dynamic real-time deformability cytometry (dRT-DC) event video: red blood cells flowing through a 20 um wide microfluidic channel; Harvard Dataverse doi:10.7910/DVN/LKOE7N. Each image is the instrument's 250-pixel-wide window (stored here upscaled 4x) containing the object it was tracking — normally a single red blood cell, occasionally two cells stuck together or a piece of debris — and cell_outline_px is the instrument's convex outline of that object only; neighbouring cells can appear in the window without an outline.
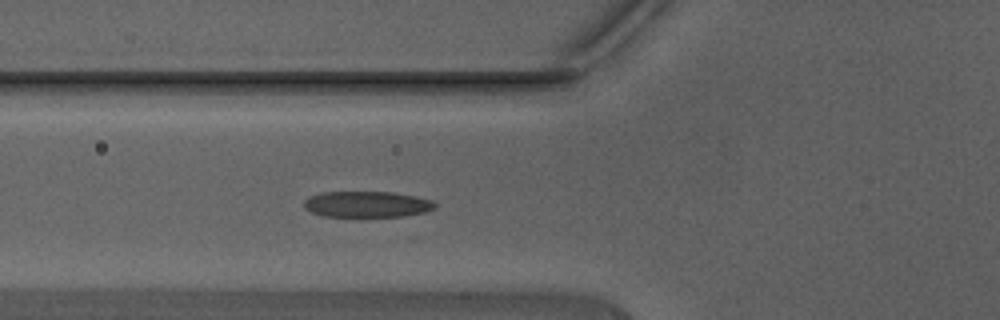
{"species": "Egyptian fruit bat (a non-hibernating species)", "species_latin": "Rousettus aegyptiacus", "temperature_condition": "warm", "stored_images_in_passage": 32, "camera_frame_rate_fps": 3000, "um_per_image_px": 0.085, "animal": {"sex": "male"}, "frame": {"image": 1, "passage_image": 6, "time_ms": 1.667, "image_size_px": [1000, 320], "cell_outline_px": [[436, 208], [424, 212], [404, 216], [324, 216], [312, 212], [304, 208], [304, 200], [308, 196], [320, 192], [392, 192], [416, 196], [432, 200], [436, 204]], "centroid_in_image_um": [31.18, 17.35], "position_along_channel_um": 94.6, "area_um2": 19.88}}
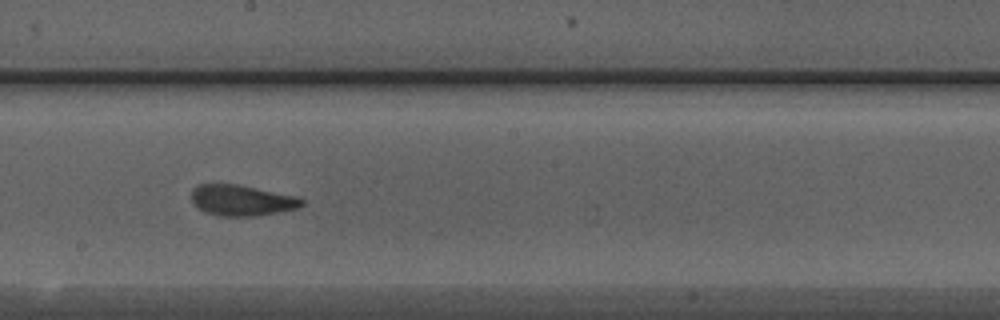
{"frame": {"image": 2, "passage_image": 15, "time_ms": 4.667, "image_size_px": [1000, 320], "cell_outline_px": [[304, 204], [296, 208], [256, 216], [220, 216], [204, 212], [192, 200], [192, 188], [200, 184], [236, 184], [296, 196], [304, 200]], "centroid_in_image_um": [20.53, 17.03], "position_along_channel_um": 227.7, "area_um2": 19.54}}
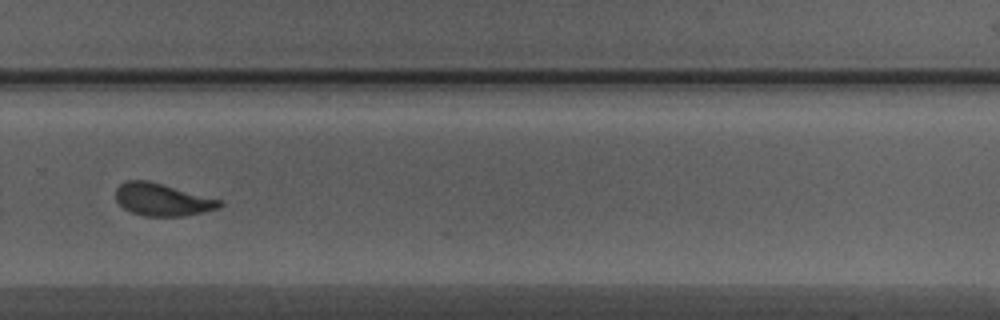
{"frame": {"image": 3, "passage_image": 21, "time_ms": 6.667, "image_size_px": [1000, 320], "cell_outline_px": [[224, 204], [220, 208], [204, 212], [184, 216], [144, 216], [132, 212], [124, 208], [116, 200], [116, 188], [124, 180], [148, 180], [224, 200]], "centroid_in_image_um": [13.84, 16.96], "position_along_channel_um": 316.0, "area_um2": 19.88}, "authors_computed_cell_mechanics": {"area_um2": 19.8254, "velocity_mm_per_s": 4.4303, "shape_relaxation_time_tau1_ms": 2.2838, "shape_relaxation_time_tau2_ms": 1.3305, "deformation_change_tau1": 0.144, "deformation_change_tau2": 0.1001}}